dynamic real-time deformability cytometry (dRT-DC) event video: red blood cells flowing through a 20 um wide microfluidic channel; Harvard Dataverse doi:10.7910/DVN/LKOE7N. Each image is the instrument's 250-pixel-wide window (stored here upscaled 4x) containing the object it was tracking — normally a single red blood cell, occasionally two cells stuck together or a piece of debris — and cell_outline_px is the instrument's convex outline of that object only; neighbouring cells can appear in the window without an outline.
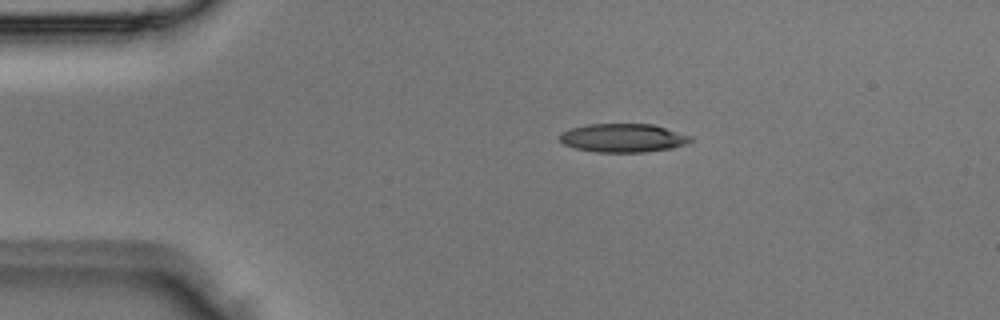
{"species": "Egyptian fruit bat (a non-hibernating species)", "species_latin": "Rousettus aegyptiacus", "temperature_condition": "room temperature", "stored_images_in_passage": 2, "camera_frame_rate_fps": 3000, "um_per_image_px": 0.085, "animal": {"sex": "male"}, "frame": {"image": 1, "passage_image": 1, "time_ms": 0.0, "image_size_px": [1000, 320], "cell_outline_px": [[692, 140], [684, 144], [672, 148], [644, 152], [596, 152], [576, 148], [564, 144], [556, 136], [560, 132], [568, 128], [588, 124], [652, 124], [692, 136]], "centroid_in_image_um": [52.9, 11.72], "position_along_channel_um": 32.1, "area_um2": 21.85}}